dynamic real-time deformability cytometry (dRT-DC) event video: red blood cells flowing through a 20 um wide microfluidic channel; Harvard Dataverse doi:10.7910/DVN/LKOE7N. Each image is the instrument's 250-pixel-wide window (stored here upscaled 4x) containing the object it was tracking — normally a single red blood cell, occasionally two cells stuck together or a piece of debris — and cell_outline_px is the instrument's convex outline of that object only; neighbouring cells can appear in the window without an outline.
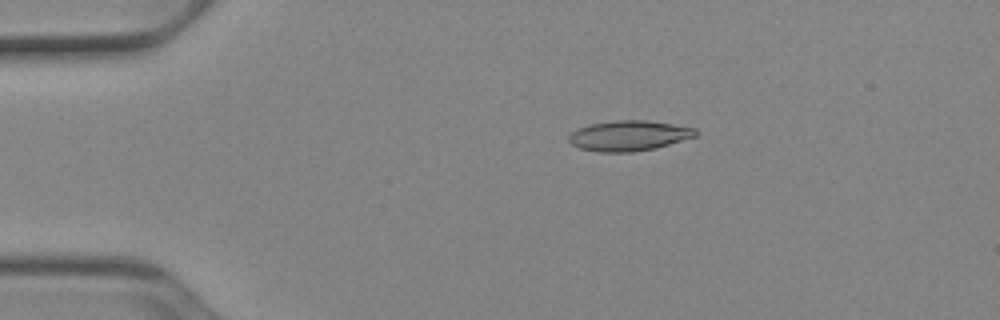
{"species": "Egyptian fruit bat (a non-hibernating species)", "species_latin": "Rousettus aegyptiacus", "temperature_condition": "cold", "stored_images_in_passage": 49, "camera_frame_rate_fps": 3000, "um_per_image_px": 0.085, "animal": {"sex": "female"}, "frame": {"image": 1, "passage_image": 8, "time_ms": 2.333, "image_size_px": [1000, 320], "cell_outline_px": [[696, 136], [656, 148], [632, 152], [600, 152], [580, 148], [572, 144], [568, 140], [568, 136], [572, 132], [588, 124], [616, 120], [648, 120], [696, 128]], "centroid_in_image_um": [53.45, 11.53], "position_along_channel_um": 31.6, "area_um2": 22.31}}
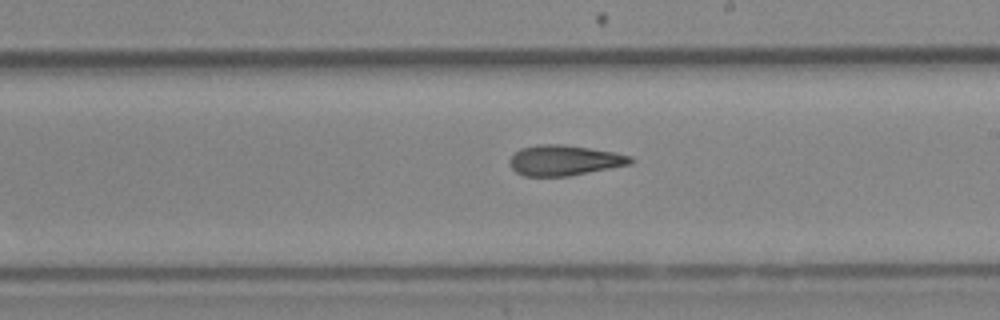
{"frame": {"image": 2, "passage_image": 28, "time_ms": 9.0, "image_size_px": [1000, 320], "cell_outline_px": [[636, 160], [632, 164], [568, 176], [524, 176], [516, 172], [508, 164], [508, 160], [520, 148], [536, 144], [564, 144], [612, 152], [632, 156]], "centroid_in_image_um": [47.96, 13.62], "position_along_channel_um": 241.0, "area_um2": 21.5}}
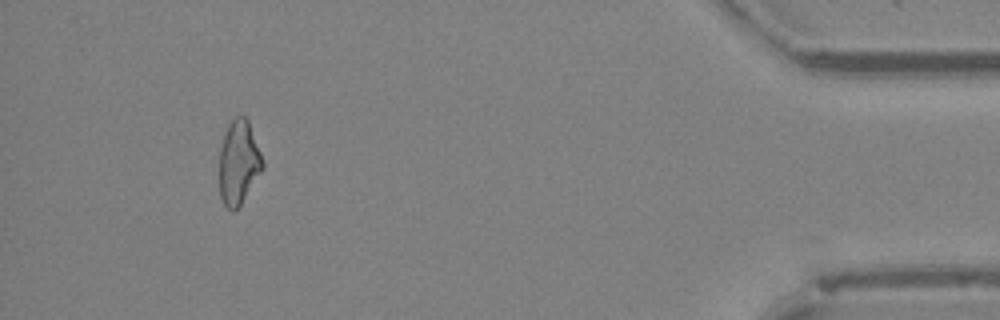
{"frame": {"image": 3, "passage_image": 46, "time_ms": 15.0, "image_size_px": [1000, 320], "cell_outline_px": [[264, 168], [240, 204], [232, 212], [224, 204], [220, 196], [220, 148], [224, 132], [228, 124], [236, 116], [244, 116], [248, 120], [264, 160]], "centroid_in_image_um": [20.29, 13.78], "position_along_channel_um": 414.9, "area_um2": 21.1}, "authors_computed_cell_mechanics": {"area_um2": 21.675, "velocity_mm_per_s": 3.934, "shape_relaxation_time_tau1_ms": 8.0959, "shape_relaxation_time_tau2_ms": 3.6796, "deformation_change_tau1": 0.2152, "deformation_change_tau2": 0.145}}